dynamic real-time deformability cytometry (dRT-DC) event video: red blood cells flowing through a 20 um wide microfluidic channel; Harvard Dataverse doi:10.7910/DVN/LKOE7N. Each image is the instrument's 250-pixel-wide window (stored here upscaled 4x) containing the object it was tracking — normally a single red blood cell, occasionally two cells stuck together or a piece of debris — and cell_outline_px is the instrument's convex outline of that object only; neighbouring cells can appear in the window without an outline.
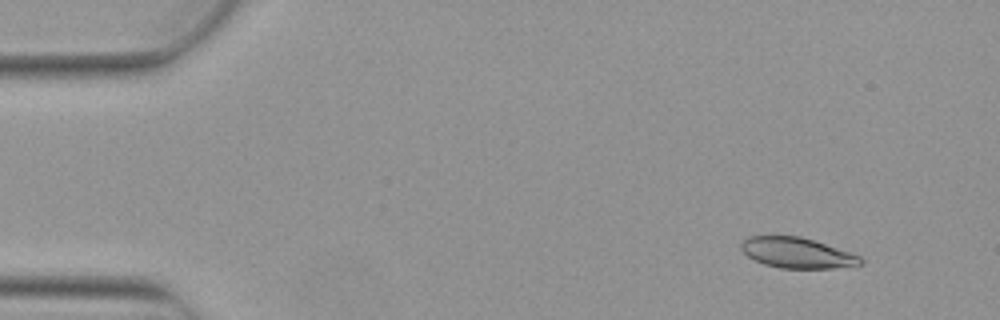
{"species": "Egyptian fruit bat (a non-hibernating species)", "species_latin": "Rousettus aegyptiacus", "temperature_condition": "warm", "stored_images_in_passage": 4, "camera_frame_rate_fps": 3000, "um_per_image_px": 0.085, "animal": {"sex": "female"}, "frame": {"image": 1, "passage_image": 2, "time_ms": 0.333, "image_size_px": [1000, 320], "cell_outline_px": [[864, 264], [832, 268], [780, 268], [764, 264], [748, 256], [740, 248], [740, 244], [748, 236], [800, 236], [860, 256], [864, 260]], "centroid_in_image_um": [67.73, 21.5], "position_along_channel_um": 17.3, "area_um2": 20.92}}
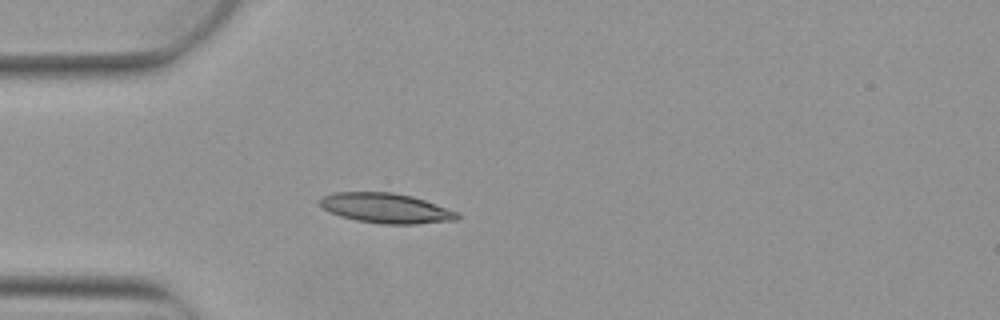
{"frame": {"image": 2, "passage_image": 4, "time_ms": 1.0, "image_size_px": [1000, 320], "cell_outline_px": [[460, 216], [456, 220], [416, 224], [380, 224], [356, 220], [340, 216], [324, 208], [320, 204], [320, 200], [324, 196], [332, 192], [392, 192], [412, 196], [460, 212]], "centroid_in_image_um": [32.85, 17.69], "position_along_channel_um": 52.2, "area_um2": 23.93}}